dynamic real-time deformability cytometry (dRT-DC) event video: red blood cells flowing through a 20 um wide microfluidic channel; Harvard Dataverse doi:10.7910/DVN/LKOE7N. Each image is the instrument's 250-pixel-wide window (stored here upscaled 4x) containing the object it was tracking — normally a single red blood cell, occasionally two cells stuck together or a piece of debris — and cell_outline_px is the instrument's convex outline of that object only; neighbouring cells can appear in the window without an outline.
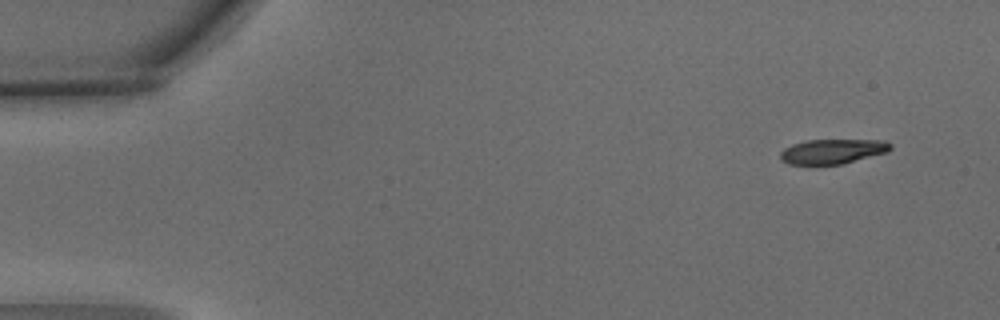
{"species": "common noctule bat (a hibernating species)", "species_latin": "Nyctalus noctula", "temperature_condition": "warm", "stored_images_in_passage": 6, "camera_frame_rate_fps": 3000, "um_per_image_px": 0.085, "animal": {"sex": "male", "body_mass_g": 15.6}, "frame": {"image": 1, "passage_image": 1, "time_ms": 0.0, "image_size_px": [1000, 320], "cell_outline_px": [[892, 148], [888, 152], [840, 164], [788, 164], [780, 160], [780, 152], [784, 148], [792, 144], [808, 140], [884, 140], [892, 144]], "centroid_in_image_um": [70.76, 12.86], "position_along_channel_um": 14.2, "area_um2": 15.84}}
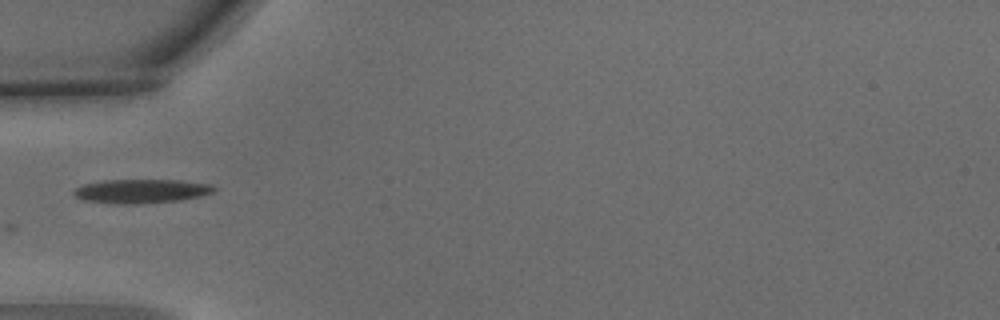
{"frame": {"image": 2, "passage_image": 5, "time_ms": 1.333, "image_size_px": [1000, 320], "cell_outline_px": [[216, 188], [212, 192], [200, 196], [180, 200], [136, 204], [120, 204], [84, 200], [76, 196], [72, 192], [76, 188], [84, 184], [100, 180], [180, 180], [212, 184]], "centroid_in_image_um": [12.01, 16.24], "position_along_channel_um": 73.0, "area_um2": 19.54}}